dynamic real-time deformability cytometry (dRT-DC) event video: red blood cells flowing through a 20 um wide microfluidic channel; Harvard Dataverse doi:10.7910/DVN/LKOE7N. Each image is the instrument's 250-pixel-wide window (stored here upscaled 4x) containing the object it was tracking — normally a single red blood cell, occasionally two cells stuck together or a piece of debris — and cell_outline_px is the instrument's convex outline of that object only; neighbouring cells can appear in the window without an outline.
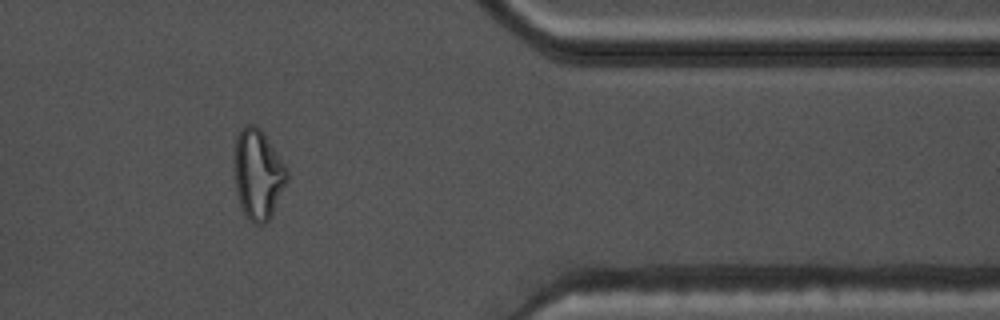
{"species": "common noctule bat (a hibernating species)", "species_latin": "Nyctalus noctula", "temperature_condition": "warm", "stored_images_in_passage": 47, "camera_frame_rate_fps": 3000, "um_per_image_px": 0.085, "animal": {"sex": "male", "body_mass_g": 17.5, "forearm_length_mm": 52.3}, "frame": {"image": 1, "passage_image": 40, "time_ms": 13.0, "image_size_px": [1000, 320], "cell_outline_px": [[288, 180], [268, 220], [264, 224], [252, 224], [248, 220], [240, 204], [236, 192], [236, 136], [248, 124], [256, 124], [260, 128], [284, 164], [288, 172]], "centroid_in_image_um": [21.94, 14.84], "position_along_channel_um": 389.5, "area_um2": 26.88}, "authors_computed_cell_mechanics": {"area_um2": 23.2934, "velocity_mm_per_s": 3.7618, "shape_relaxation_time_tau1_ms": null, "shape_relaxation_time_tau2_ms": 1.6466, "deformation_change_tau1": null, "deformation_change_tau2": 0.0877}}